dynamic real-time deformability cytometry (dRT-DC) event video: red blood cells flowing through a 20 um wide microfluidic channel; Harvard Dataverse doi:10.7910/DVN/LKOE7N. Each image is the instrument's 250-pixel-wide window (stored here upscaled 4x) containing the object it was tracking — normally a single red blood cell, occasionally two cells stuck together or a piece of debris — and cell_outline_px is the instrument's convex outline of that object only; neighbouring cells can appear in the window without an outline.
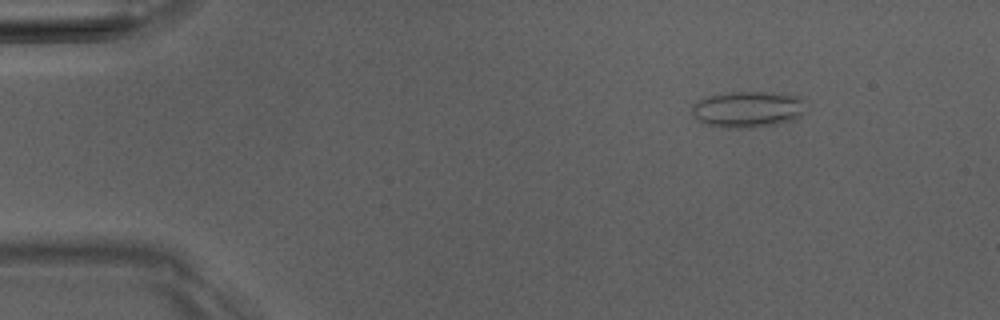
{"species": "Egyptian fruit bat (a non-hibernating species)", "species_latin": "Rousettus aegyptiacus", "temperature_condition": "room temperature", "stored_images_in_passage": 3, "camera_frame_rate_fps": 3000, "um_per_image_px": 0.085, "animal": {"sex": "male"}, "frame": {"image": 1, "passage_image": 1, "time_ms": 0.0, "image_size_px": [1000, 320], "cell_outline_px": [[804, 112], [800, 116], [792, 120], [776, 124], [736, 128], [720, 128], [708, 124], [700, 120], [692, 112], [692, 104], [708, 96], [728, 92], [780, 92], [800, 96], [804, 100]], "centroid_in_image_um": [63.6, 9.27], "position_along_channel_um": 21.4, "area_um2": 23.99}}